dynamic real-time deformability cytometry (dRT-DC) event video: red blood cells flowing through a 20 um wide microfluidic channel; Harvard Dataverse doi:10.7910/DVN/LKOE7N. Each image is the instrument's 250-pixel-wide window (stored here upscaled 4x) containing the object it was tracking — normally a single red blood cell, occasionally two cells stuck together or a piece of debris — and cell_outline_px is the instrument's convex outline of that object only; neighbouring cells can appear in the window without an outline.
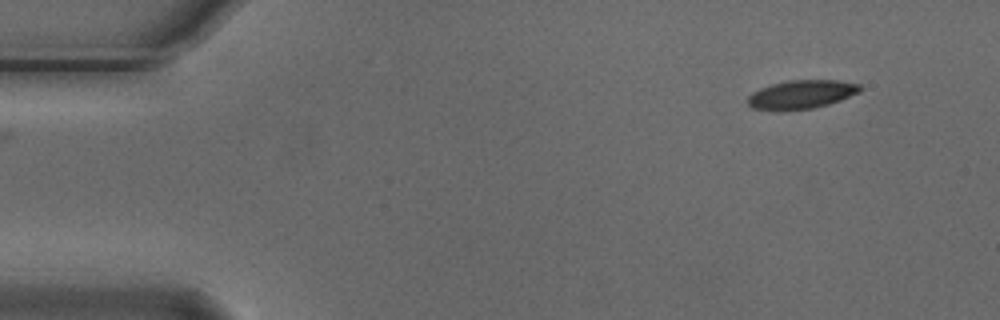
{"species": "Egyptian fruit bat (a non-hibernating species)", "species_latin": "Rousettus aegyptiacus", "temperature_condition": "cold", "stored_images_in_passage": 3, "camera_frame_rate_fps": 3000, "um_per_image_px": 0.085, "animal": {"sex": "male"}, "frame": {"image": 1, "passage_image": 3, "time_ms": 0.667, "image_size_px": [1000, 320], "cell_outline_px": [[864, 88], [860, 92], [840, 100], [828, 104], [812, 108], [752, 108], [748, 104], [748, 96], [752, 92], [760, 88], [772, 84], [788, 80], [840, 80], [860, 84]], "centroid_in_image_um": [68.2, 7.97], "position_along_channel_um": 16.8, "area_um2": 18.21}}